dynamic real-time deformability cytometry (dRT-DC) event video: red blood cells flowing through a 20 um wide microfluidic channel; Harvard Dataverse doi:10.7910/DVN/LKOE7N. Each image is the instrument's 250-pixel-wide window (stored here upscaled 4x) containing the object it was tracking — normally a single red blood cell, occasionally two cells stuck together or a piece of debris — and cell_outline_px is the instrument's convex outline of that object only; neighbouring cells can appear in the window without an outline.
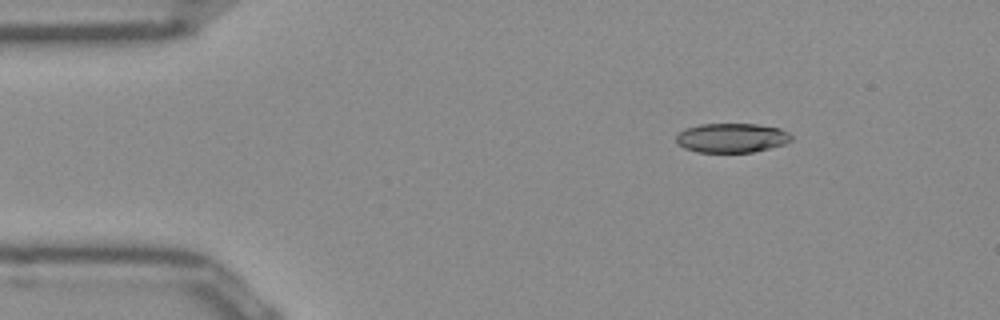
{"species": "Egyptian fruit bat (a non-hibernating species)", "species_latin": "Rousettus aegyptiacus", "temperature_condition": "room temperature", "stored_images_in_passage": 45, "camera_frame_rate_fps": 3000, "um_per_image_px": 0.085, "frame": {"image": 1, "passage_image": 1, "time_ms": 0.0, "image_size_px": [1000, 320], "cell_outline_px": [[792, 140], [784, 144], [752, 152], [696, 152], [684, 148], [676, 144], [676, 136], [684, 128], [700, 124], [756, 124], [780, 128], [788, 132], [792, 136]], "centroid_in_image_um": [62.17, 11.72], "position_along_channel_um": 22.8, "area_um2": 19.77}}
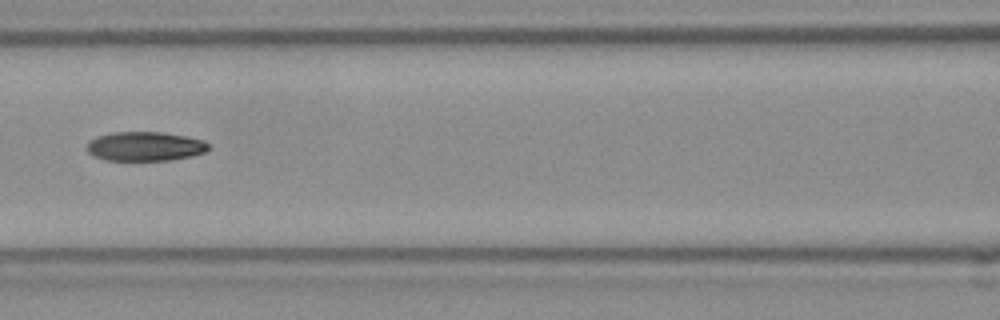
{"frame": {"image": 2, "passage_image": 16, "time_ms": 5.0, "image_size_px": [1000, 320], "cell_outline_px": [[208, 148], [204, 152], [192, 156], [172, 160], [104, 160], [92, 156], [88, 152], [88, 140], [96, 136], [112, 132], [164, 132], [188, 136], [204, 140], [208, 144]], "centroid_in_image_um": [12.31, 12.43], "position_along_channel_um": 154.3, "area_um2": 20.92}}
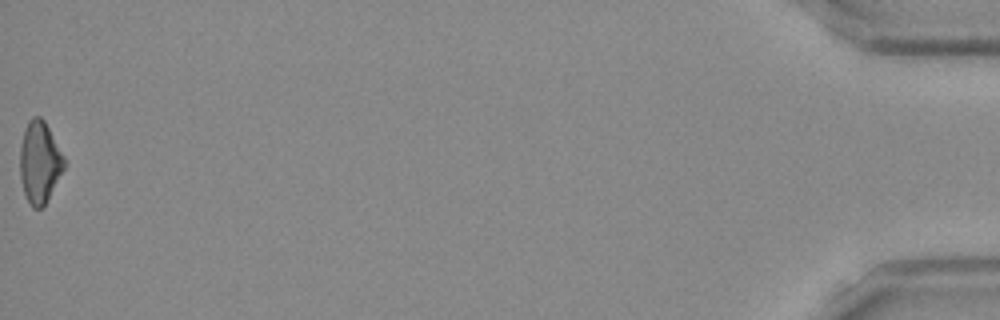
{"frame": {"image": 3, "passage_image": 45, "time_ms": 14.667, "image_size_px": [1000, 320], "cell_outline_px": [[64, 168], [44, 204], [40, 208], [32, 208], [24, 192], [20, 176], [20, 148], [24, 128], [28, 120], [32, 116], [40, 116], [44, 120], [64, 156]], "centroid_in_image_um": [3.34, 13.74], "position_along_channel_um": 431.9, "area_um2": 20.69}, "authors_computed_cell_mechanics": {"area_um2": 21.0392, "velocity_mm_per_s": 3.9648, "shape_relaxation_time_tau1_ms": 6.4307, "shape_relaxation_time_tau2_ms": null, "deformation_change_tau1": 0.1805, "deformation_change_tau2": null}}